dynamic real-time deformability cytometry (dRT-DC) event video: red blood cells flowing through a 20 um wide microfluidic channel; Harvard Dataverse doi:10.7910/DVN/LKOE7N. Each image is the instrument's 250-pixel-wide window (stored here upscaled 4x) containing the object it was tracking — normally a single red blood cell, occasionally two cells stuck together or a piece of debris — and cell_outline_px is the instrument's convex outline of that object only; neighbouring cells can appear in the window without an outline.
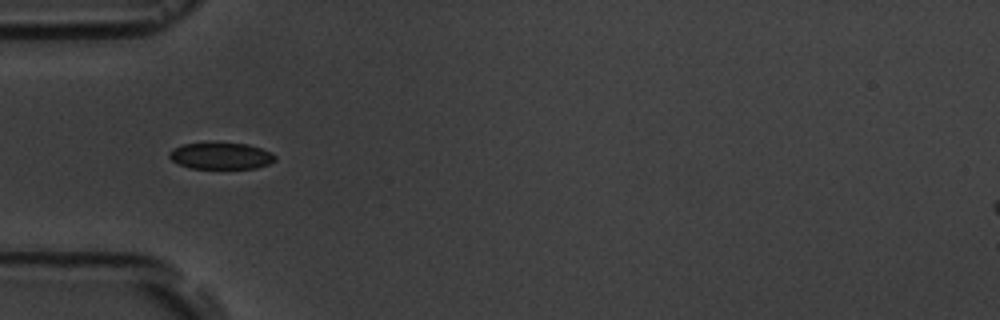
{"species": "common noctule bat (a hibernating species)", "species_latin": "Nyctalus noctula", "temperature_condition": "room temperature", "stored_images_in_passage": 6, "camera_frame_rate_fps": 3000, "um_per_image_px": 0.085, "animal": {"sex": "male", "body_mass_g": 19.5, "forearm_length_mm": 54.6}, "frame": {"image": 1, "passage_image": 4, "time_ms": 4.333, "image_size_px": [1000, 320], "cell_outline_px": [[276, 160], [268, 164], [256, 168], [188, 168], [172, 160], [168, 156], [168, 152], [172, 148], [184, 144], [212, 140], [248, 144], [272, 152], [276, 156]], "centroid_in_image_um": [18.76, 13.2], "position_along_channel_um": 66.2, "area_um2": 17.05}}
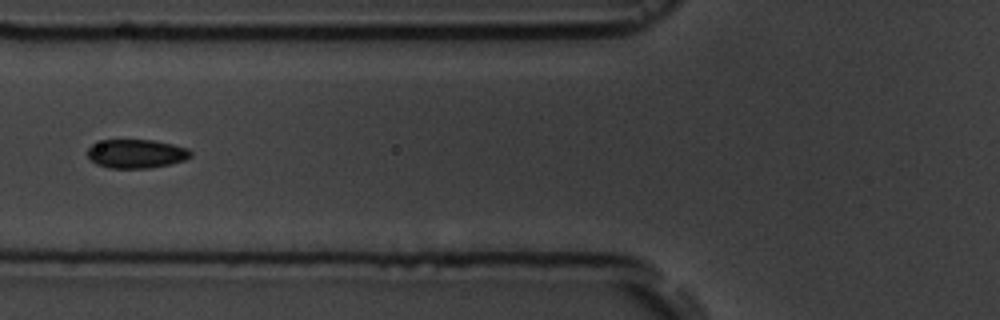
{"frame": {"image": 2, "passage_image": 5, "time_ms": 5.667, "image_size_px": [1000, 320], "cell_outline_px": [[192, 156], [184, 160], [168, 164], [148, 168], [108, 168], [96, 164], [88, 156], [88, 148], [92, 144], [104, 140], [152, 140], [172, 144], [188, 148], [192, 152]], "centroid_in_image_um": [11.58, 13.06], "position_along_channel_um": 114.2, "area_um2": 17.22}}
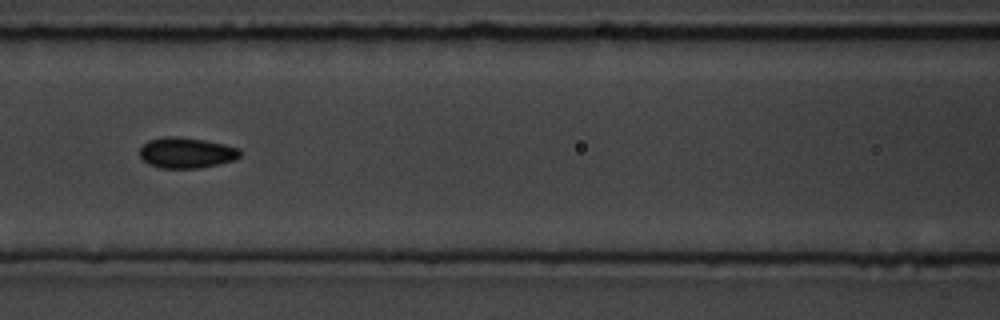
{"frame": {"image": 3, "passage_image": 6, "time_ms": 6.667, "image_size_px": [1000, 320], "cell_outline_px": [[240, 156], [236, 160], [220, 164], [196, 168], [160, 168], [148, 164], [140, 156], [140, 148], [148, 140], [164, 136], [176, 136], [204, 140], [224, 144], [240, 148]], "centroid_in_image_um": [15.85, 12.98], "position_along_channel_um": 150.7, "area_um2": 18.03}}